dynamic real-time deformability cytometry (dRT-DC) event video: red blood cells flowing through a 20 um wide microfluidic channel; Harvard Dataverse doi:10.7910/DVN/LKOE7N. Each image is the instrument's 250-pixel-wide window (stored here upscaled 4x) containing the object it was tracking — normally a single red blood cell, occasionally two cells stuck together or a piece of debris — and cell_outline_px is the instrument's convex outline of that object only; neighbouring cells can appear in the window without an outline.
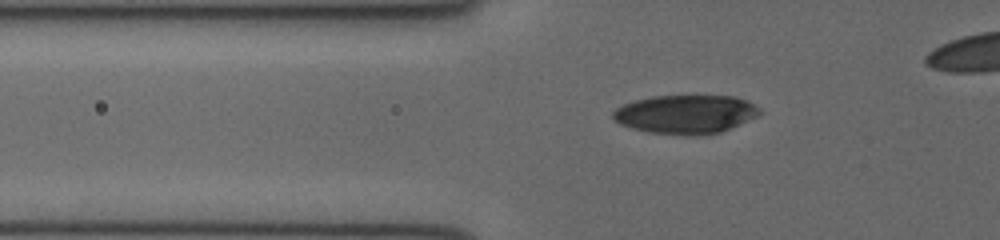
{"species": "human", "species_latin": "Homo sapiens", "temperature_condition": "cold", "stored_images_in_passage": 30, "camera_frame_rate_fps": 3000, "um_per_image_px": 0.085, "donor": {"sex": "female"}, "frame": {"image": 1, "passage_image": 3, "time_ms": 0.667, "image_size_px": [1000, 240], "cell_outline_px": [[760, 116], [720, 132], [688, 136], [648, 132], [632, 128], [620, 124], [612, 116], [612, 112], [616, 108], [624, 104], [636, 100], [652, 96], [736, 96], [760, 108]], "centroid_in_image_um": [58.28, 9.71], "position_along_channel_um": 67.5, "area_um2": 33.0}}
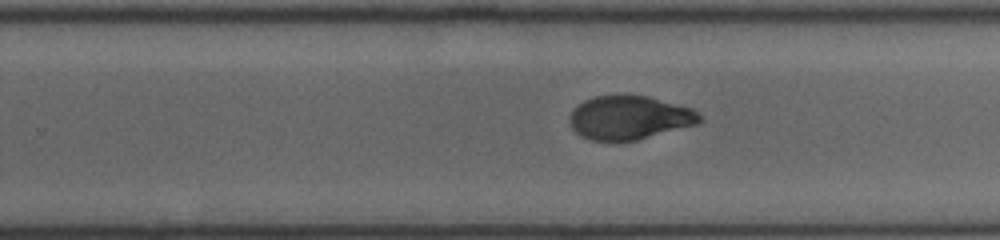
{"frame": {"image": 2, "passage_image": 18, "time_ms": 5.667, "image_size_px": [1000, 240], "cell_outline_px": [[704, 120], [700, 124], [636, 140], [588, 140], [580, 136], [572, 128], [568, 120], [572, 108], [584, 100], [596, 96], [620, 92], [648, 96], [692, 108]], "centroid_in_image_um": [53.48, 9.96], "position_along_channel_um": 276.3, "area_um2": 33.87}}
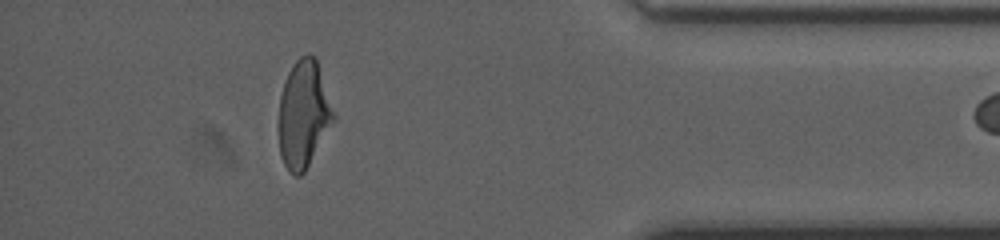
{"frame": {"image": 3, "passage_image": 29, "time_ms": 9.333, "image_size_px": [1000, 240], "cell_outline_px": [[336, 120], [304, 172], [300, 176], [296, 176], [284, 164], [280, 156], [280, 96], [288, 72], [296, 60], [300, 56], [308, 52], [316, 56], [336, 116]], "centroid_in_image_um": [25.84, 9.67], "position_along_channel_um": 409.4, "area_um2": 34.22}}